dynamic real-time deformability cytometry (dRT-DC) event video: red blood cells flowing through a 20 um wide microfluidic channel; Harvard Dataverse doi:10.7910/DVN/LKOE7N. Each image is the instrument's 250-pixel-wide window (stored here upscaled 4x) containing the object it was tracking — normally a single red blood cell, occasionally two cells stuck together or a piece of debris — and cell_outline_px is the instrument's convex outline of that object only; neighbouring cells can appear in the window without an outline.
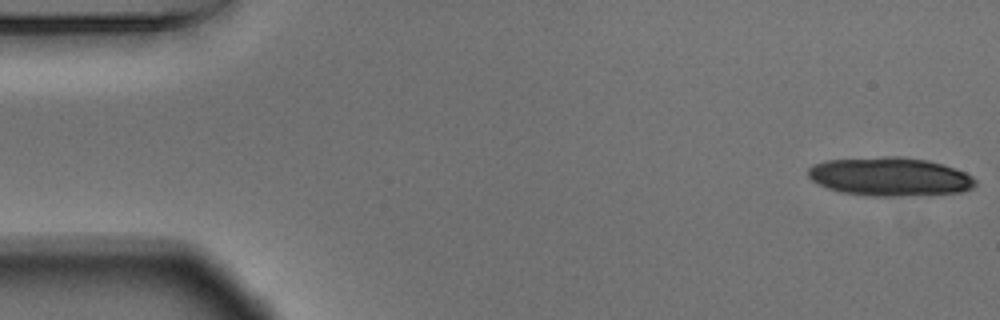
{"species": "Egyptian fruit bat (a non-hibernating species)", "species_latin": "Rousettus aegyptiacus", "temperature_condition": "warm", "stored_images_in_passage": 15, "camera_frame_rate_fps": 3000, "um_per_image_px": 0.085, "animal": {"sex": "male"}, "frame": {"image": 1, "passage_image": 1, "time_ms": 0.0, "image_size_px": [1000, 320], "cell_outline_px": [[976, 184], [972, 188], [960, 192], [932, 196], [872, 196], [840, 192], [828, 188], [812, 180], [808, 176], [808, 168], [812, 164], [824, 160], [884, 156], [900, 156], [928, 160], [964, 172], [972, 176], [976, 180]], "centroid_in_image_um": [75.64, 15.02], "position_along_channel_um": 9.4, "area_um2": 38.09}}